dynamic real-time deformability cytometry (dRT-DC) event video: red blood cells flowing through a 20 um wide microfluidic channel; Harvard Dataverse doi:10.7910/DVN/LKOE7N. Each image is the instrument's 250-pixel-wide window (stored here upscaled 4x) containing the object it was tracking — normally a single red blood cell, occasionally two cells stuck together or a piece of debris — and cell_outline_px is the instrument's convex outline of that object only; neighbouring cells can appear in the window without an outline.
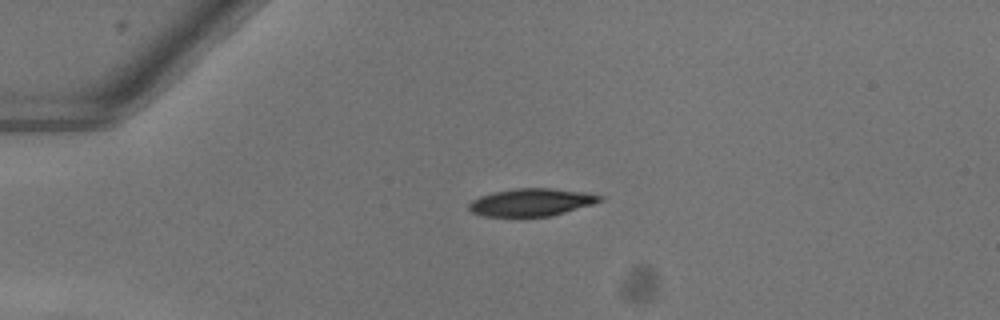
{"species": "common noctule bat (a hibernating species)", "species_latin": "Nyctalus noctula", "temperature_condition": "warm", "stored_images_in_passage": 40, "camera_frame_rate_fps": 3000, "um_per_image_px": 0.085, "animal": {"sex": "female"}, "frame": {"image": 1, "passage_image": 1, "time_ms": 0.0, "image_size_px": [1000, 320], "cell_outline_px": [[604, 200], [592, 204], [552, 216], [484, 216], [472, 212], [468, 208], [468, 204], [472, 200], [480, 196], [496, 192], [516, 188], [548, 188], [584, 192], [604, 196]], "centroid_in_image_um": [45.18, 17.19], "position_along_channel_um": 39.8, "area_um2": 20.87}}
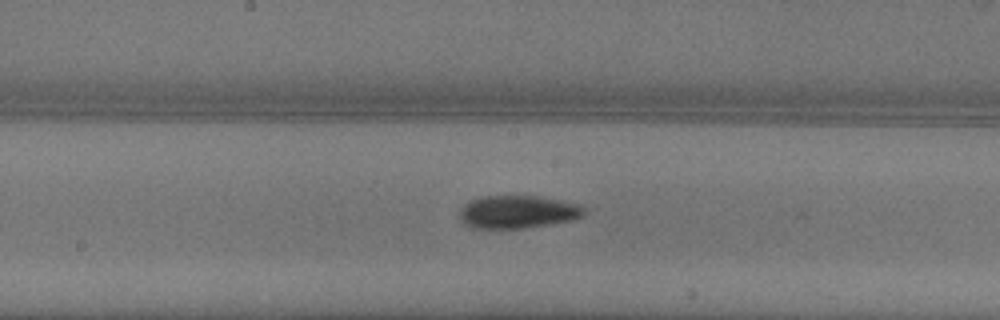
{"frame": {"image": 2, "passage_image": 16, "time_ms": 5.0, "image_size_px": [1000, 320], "cell_outline_px": [[584, 212], [580, 216], [572, 220], [524, 228], [476, 228], [464, 224], [460, 220], [460, 208], [464, 204], [472, 200], [484, 196], [540, 196], [564, 200], [584, 204]], "centroid_in_image_um": [44.03, 18.0], "position_along_channel_um": 204.2, "area_um2": 23.93}}
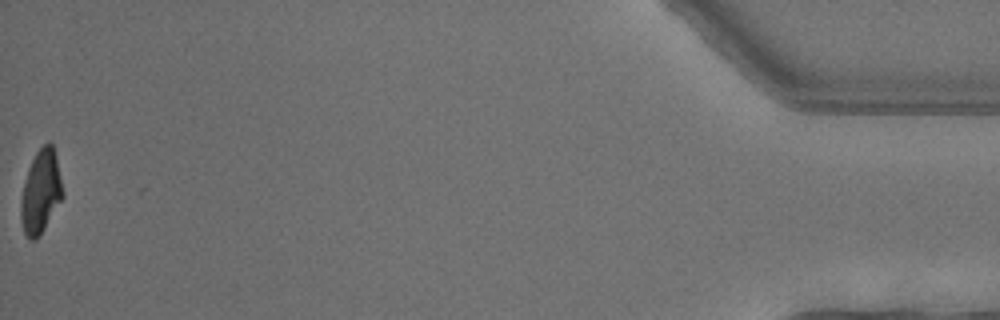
{"frame": {"image": 3, "passage_image": 40, "time_ms": 13.0, "image_size_px": [1000, 320], "cell_outline_px": [[64, 196], [40, 236], [36, 240], [32, 240], [24, 232], [20, 216], [20, 204], [24, 184], [28, 168], [36, 152], [48, 140], [52, 144], [64, 192]], "centroid_in_image_um": [3.47, 16.32], "position_along_channel_um": 431.7, "area_um2": 20.11}, "authors_computed_cell_mechanics": {"area_um2": 22.5709, "velocity_mm_per_s": 4.0604, "shape_relaxation_time_tau1_ms": 5.2929, "shape_relaxation_time_tau2_ms": null, "deformation_change_tau1": 0.196, "deformation_change_tau2": null}}